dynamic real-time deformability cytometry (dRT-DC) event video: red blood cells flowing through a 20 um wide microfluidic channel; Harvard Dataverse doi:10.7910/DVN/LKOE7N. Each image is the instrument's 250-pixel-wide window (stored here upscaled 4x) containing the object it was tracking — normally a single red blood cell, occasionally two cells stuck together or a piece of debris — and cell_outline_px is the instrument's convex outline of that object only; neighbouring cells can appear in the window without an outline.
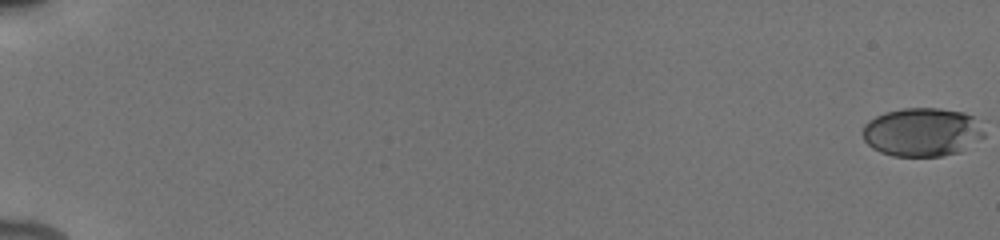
{"species": "human", "species_latin": "Homo sapiens", "temperature_condition": "cold", "stored_images_in_passage": 53, "camera_frame_rate_fps": 3000, "um_per_image_px": 0.085, "donor": {"sex": "male"}, "frame": {"image": 1, "passage_image": 1, "time_ms": 0.0, "image_size_px": [1000, 240], "cell_outline_px": [[984, 136], [960, 152], [944, 156], [892, 156], [880, 152], [872, 148], [864, 140], [864, 124], [868, 120], [884, 112], [904, 108], [940, 108], [964, 112], [972, 116], [984, 132]], "centroid_in_image_um": [78.36, 11.23], "position_along_channel_um": 6.6, "area_um2": 34.39}}
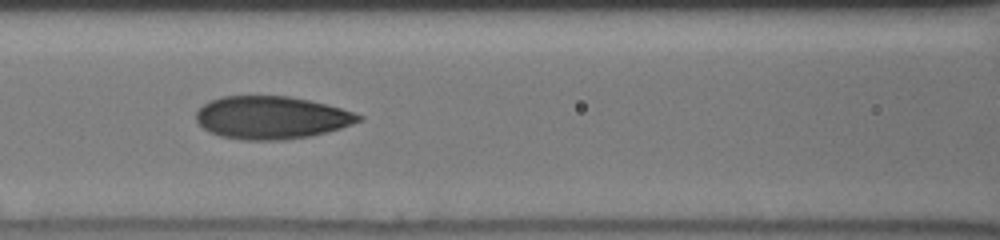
{"frame": {"image": 2, "passage_image": 28, "time_ms": 9.0, "image_size_px": [1000, 240], "cell_outline_px": [[364, 116], [360, 120], [352, 124], [340, 128], [312, 136], [284, 140], [244, 140], [220, 136], [204, 128], [196, 120], [196, 112], [208, 100], [220, 96], [288, 96], [308, 100], [340, 108]], "centroid_in_image_um": [23.05, 9.99], "position_along_channel_um": 143.6, "area_um2": 40.34}}
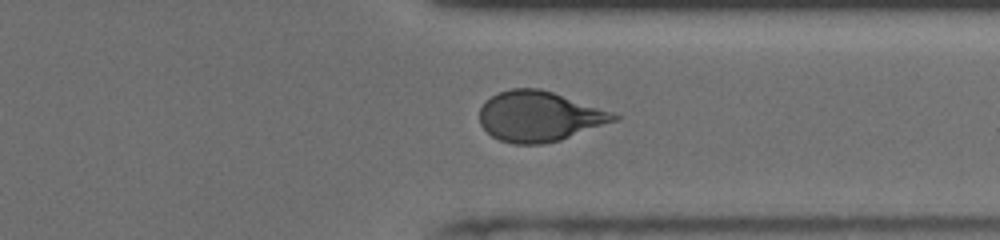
{"frame": {"image": 3, "passage_image": 45, "time_ms": 14.667, "image_size_px": [1000, 240], "cell_outline_px": [[620, 116], [616, 120], [560, 140], [544, 144], [512, 144], [500, 140], [492, 136], [480, 124], [480, 108], [484, 100], [500, 92], [512, 88], [540, 88], [552, 92]], "centroid_in_image_um": [45.75, 9.9], "position_along_channel_um": 365.6, "area_um2": 38.67}}